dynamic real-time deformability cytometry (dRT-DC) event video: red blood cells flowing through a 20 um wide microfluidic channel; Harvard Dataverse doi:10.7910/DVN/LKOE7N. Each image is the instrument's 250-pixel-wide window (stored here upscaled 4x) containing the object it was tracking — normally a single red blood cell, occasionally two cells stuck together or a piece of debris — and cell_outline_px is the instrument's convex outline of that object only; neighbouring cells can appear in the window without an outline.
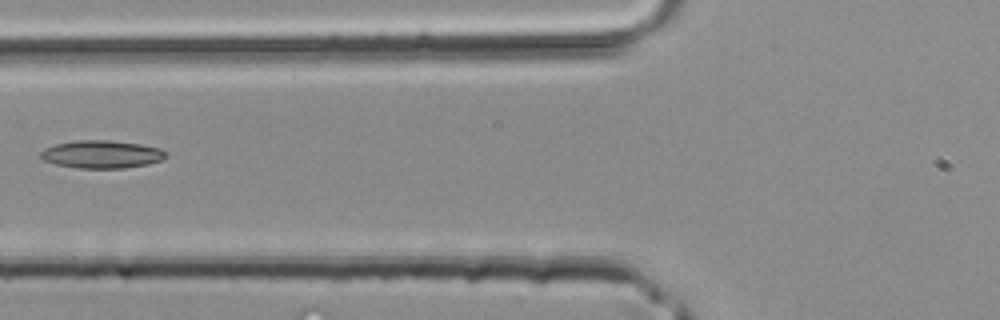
{"species": "common noctule bat (a hibernating species)", "species_latin": "Nyctalus noctula", "temperature_condition": "room temperature", "stored_images_in_passage": 31, "camera_frame_rate_fps": 3000, "um_per_image_px": 0.085, "animal": {"sex": "male", "body_mass_g": 20.4}, "frame": {"image": 1, "passage_image": 6, "time_ms": 1.667, "image_size_px": [1000, 320], "cell_outline_px": [[168, 156], [160, 160], [148, 164], [124, 168], [76, 168], [56, 164], [44, 160], [40, 156], [40, 152], [44, 148], [56, 144], [76, 140], [108, 140], [140, 144], [160, 148]], "centroid_in_image_um": [8.62, 13.11], "position_along_channel_um": 117.2, "area_um2": 20.23}}
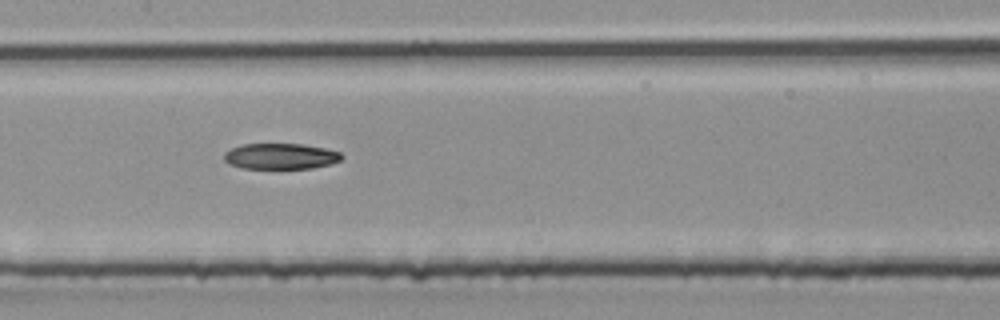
{"frame": {"image": 2, "passage_image": 10, "time_ms": 3.0, "image_size_px": [1000, 320], "cell_outline_px": [[344, 156], [340, 160], [332, 164], [312, 168], [244, 168], [232, 164], [224, 160], [224, 152], [232, 148], [244, 144], [304, 144], [324, 148], [340, 152]], "centroid_in_image_um": [23.89, 13.27], "position_along_channel_um": 183.5, "area_um2": 17.57}}
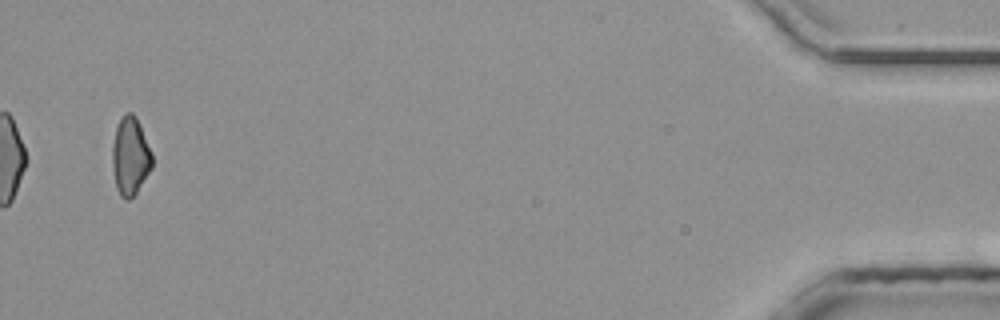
{"frame": {"image": 3, "passage_image": 30, "time_ms": 9.667, "image_size_px": [1000, 320], "cell_outline_px": [[152, 168], [136, 192], [128, 200], [124, 200], [120, 196], [116, 188], [112, 168], [112, 144], [116, 128], [124, 112], [132, 112], [136, 116], [152, 152]], "centroid_in_image_um": [11.06, 13.27], "position_along_channel_um": 424.1, "area_um2": 18.21}}